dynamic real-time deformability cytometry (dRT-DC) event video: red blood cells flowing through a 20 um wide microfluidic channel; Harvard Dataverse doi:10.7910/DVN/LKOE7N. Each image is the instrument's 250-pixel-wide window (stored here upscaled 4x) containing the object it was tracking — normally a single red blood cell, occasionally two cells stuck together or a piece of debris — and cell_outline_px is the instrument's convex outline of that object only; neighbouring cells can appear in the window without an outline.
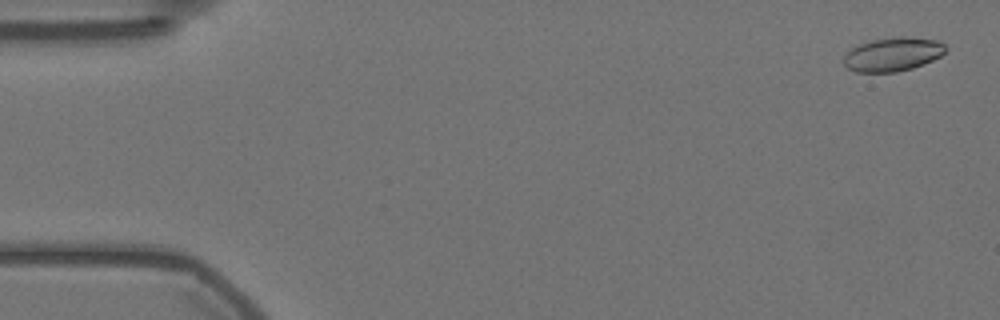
{"species": "Egyptian fruit bat (a non-hibernating species)", "species_latin": "Rousettus aegyptiacus", "temperature_condition": "warm", "stored_images_in_passage": 10, "camera_frame_rate_fps": 3000, "um_per_image_px": 0.085, "animal": {"sex": "female"}, "frame": {"image": 1, "passage_image": 2, "time_ms": 0.333, "image_size_px": [1000, 320], "cell_outline_px": [[948, 48], [940, 56], [932, 60], [912, 68], [896, 72], [856, 72], [848, 68], [844, 64], [844, 56], [852, 48], [860, 44], [872, 40], [900, 36], [904, 36], [940, 40]], "centroid_in_image_um": [75.91, 4.61], "position_along_channel_um": 9.1, "area_um2": 20.0}}